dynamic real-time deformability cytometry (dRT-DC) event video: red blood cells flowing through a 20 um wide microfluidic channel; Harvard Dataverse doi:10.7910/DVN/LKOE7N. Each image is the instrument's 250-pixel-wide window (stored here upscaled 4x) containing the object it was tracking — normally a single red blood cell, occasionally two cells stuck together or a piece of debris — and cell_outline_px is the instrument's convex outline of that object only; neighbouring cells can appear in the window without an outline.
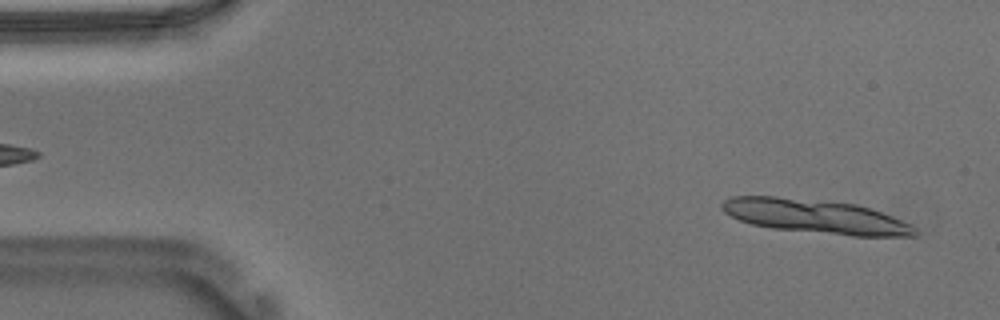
{"species": "Egyptian fruit bat (a non-hibernating species)", "species_latin": "Rousettus aegyptiacus", "temperature_condition": "warm", "stored_images_in_passage": 11, "camera_frame_rate_fps": 3000, "um_per_image_px": 0.085, "animal": {"sex": "male"}, "frame": {"image": 1, "passage_image": 2, "time_ms": 0.333, "image_size_px": [1000, 320], "cell_outline_px": [[920, 232], [916, 236], [852, 236], [772, 228], [752, 224], [740, 220], [724, 212], [720, 208], [720, 204], [724, 200], [732, 196], [776, 196], [856, 204], [892, 216], [912, 224]], "centroid_in_image_um": [69.33, 18.4], "position_along_channel_um": 15.7, "area_um2": 38.15}}